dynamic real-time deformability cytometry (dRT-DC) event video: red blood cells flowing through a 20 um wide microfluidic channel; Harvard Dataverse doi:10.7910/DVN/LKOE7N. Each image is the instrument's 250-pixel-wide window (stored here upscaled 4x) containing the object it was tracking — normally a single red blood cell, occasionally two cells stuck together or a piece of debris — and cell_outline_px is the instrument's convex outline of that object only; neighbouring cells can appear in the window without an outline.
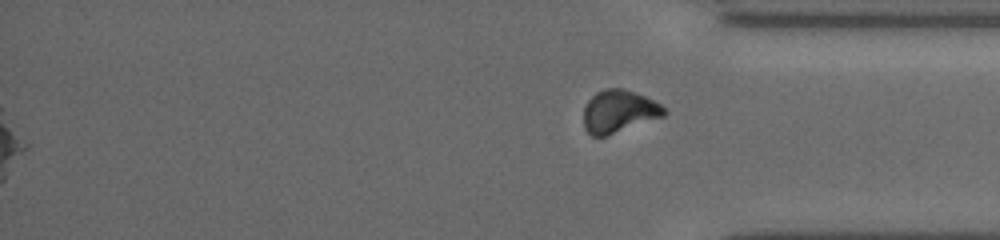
{"species": "common noctule bat (a hibernating species)", "species_latin": "Nyctalus noctula", "temperature_condition": "cold", "stored_images_in_passage": 41, "segment_of_instrument_passage": [2, 2], "camera_frame_rate_fps": 3000, "um_per_image_px": 0.085, "animal": {"sex": "female", "body_mass_g": 19.5, "forearm_length_mm": 54.1}, "frame": {"image": 1, "passage_image": 41, "time_ms": 13.667, "image_size_px": [1000, 240], "cell_outline_px": [[668, 112], [664, 116], [604, 136], [592, 136], [584, 128], [584, 108], [588, 100], [596, 92], [604, 88], [620, 88], [644, 96], [660, 104]], "centroid_in_image_um": [52.58, 9.46], "position_along_channel_um": 382.6, "area_um2": 19.65}}